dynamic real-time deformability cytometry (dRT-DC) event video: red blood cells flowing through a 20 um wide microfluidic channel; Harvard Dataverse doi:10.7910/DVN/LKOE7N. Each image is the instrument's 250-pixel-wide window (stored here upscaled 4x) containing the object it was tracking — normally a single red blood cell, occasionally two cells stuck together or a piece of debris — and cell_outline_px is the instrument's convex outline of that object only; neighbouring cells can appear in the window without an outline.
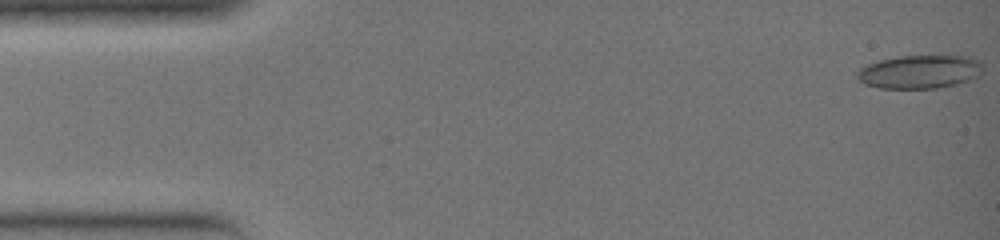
{"species": "common noctule bat (a hibernating species)", "species_latin": "Nyctalus noctula", "temperature_condition": "warm", "stored_images_in_passage": 36, "camera_frame_rate_fps": 3000, "um_per_image_px": 0.085, "animal": {"sex": "female", "body_mass_g": 19.0, "forearm_length_mm": 51.5}, "frame": {"image": 1, "passage_image": 1, "time_ms": 0.0, "image_size_px": [1000, 240], "cell_outline_px": [[984, 68], [980, 76], [956, 84], [936, 88], [876, 88], [864, 84], [856, 80], [856, 72], [860, 68], [868, 64], [880, 60], [900, 56], [972, 56], [980, 60]], "centroid_in_image_um": [78.18, 6.1], "position_along_channel_um": 6.8, "area_um2": 24.8}}
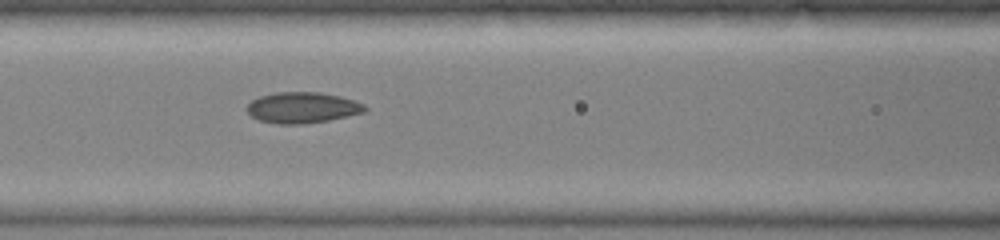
{"frame": {"image": 2, "passage_image": 16, "time_ms": 5.0, "image_size_px": [1000, 240], "cell_outline_px": [[368, 108], [364, 112], [348, 116], [328, 120], [300, 124], [276, 124], [260, 120], [252, 116], [244, 108], [252, 100], [260, 96], [276, 92], [320, 92], [340, 96], [364, 104]], "centroid_in_image_um": [25.69, 9.14], "position_along_channel_um": 140.9, "area_um2": 21.21}}
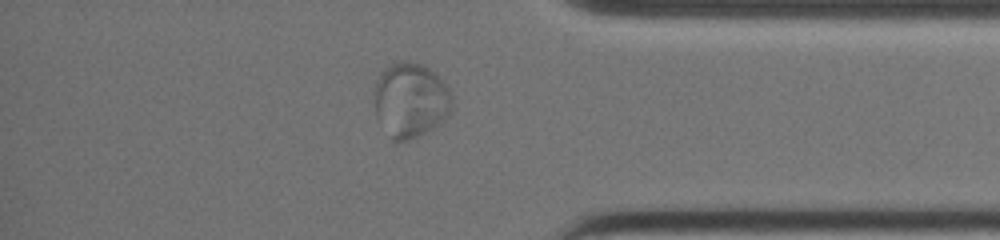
{"frame": {"image": 3, "passage_image": 31, "time_ms": 10.0, "image_size_px": [1000, 240], "cell_outline_px": [[452, 108], [448, 116], [440, 124], [420, 136], [408, 140], [392, 140], [376, 120], [372, 92], [372, 88], [380, 72], [384, 68], [396, 60], [404, 60], [420, 64], [428, 68], [448, 88], [452, 96]], "centroid_in_image_um": [34.83, 8.52], "position_along_channel_um": 400.4, "area_um2": 34.62}}